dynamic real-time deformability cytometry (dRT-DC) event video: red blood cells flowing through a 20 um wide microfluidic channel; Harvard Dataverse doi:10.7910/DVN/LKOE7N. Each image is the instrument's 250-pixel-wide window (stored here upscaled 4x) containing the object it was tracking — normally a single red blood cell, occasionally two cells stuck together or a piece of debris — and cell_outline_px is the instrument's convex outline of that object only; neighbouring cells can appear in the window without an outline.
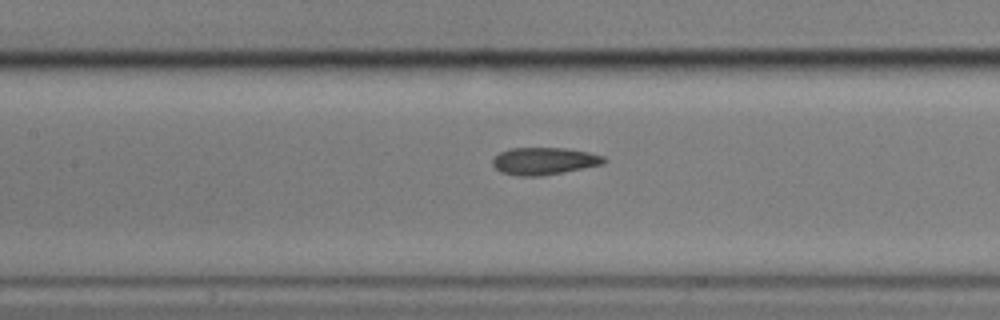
{"species": "common noctule bat (a hibernating species)", "species_latin": "Nyctalus noctula", "temperature_condition": "cold", "stored_images_in_passage": 4, "camera_frame_rate_fps": 3000, "um_per_image_px": 0.085, "animal": {"sex": "male", "body_mass_g": 17.9}, "frame": {"image": 1, "passage_image": 4, "time_ms": 4.0, "image_size_px": [1000, 320], "cell_outline_px": [[608, 160], [604, 164], [564, 172], [540, 176], [516, 176], [500, 172], [492, 164], [492, 160], [500, 152], [512, 148], [564, 148], [588, 152], [604, 156]], "centroid_in_image_um": [46.26, 13.69], "position_along_channel_um": 161.1, "area_um2": 17.74}}